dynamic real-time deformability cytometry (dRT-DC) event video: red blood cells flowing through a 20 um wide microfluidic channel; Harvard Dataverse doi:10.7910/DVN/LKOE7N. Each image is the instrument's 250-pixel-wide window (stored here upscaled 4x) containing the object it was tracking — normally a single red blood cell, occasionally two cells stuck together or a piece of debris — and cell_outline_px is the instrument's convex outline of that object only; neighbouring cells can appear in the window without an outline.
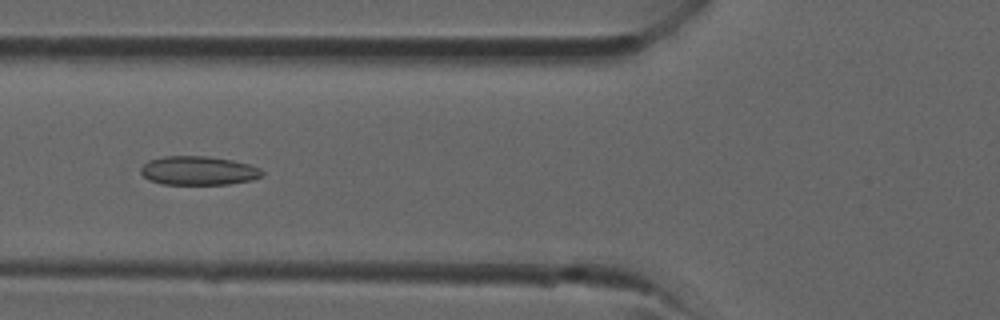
{"species": "common noctule bat (a hibernating species)", "species_latin": "Nyctalus noctula", "temperature_condition": "room temperature", "stored_images_in_passage": 29, "camera_frame_rate_fps": 3000, "um_per_image_px": 0.085, "animal": {"sex": "male", "forearm_length_mm": 52.5}, "frame": {"image": 1, "passage_image": 6, "time_ms": 1.667, "image_size_px": [1000, 320], "cell_outline_px": [[264, 176], [252, 180], [228, 184], [160, 184], [148, 180], [140, 172], [140, 168], [148, 160], [164, 156], [208, 156], [232, 160], [248, 164], [260, 168], [264, 172]], "centroid_in_image_um": [16.86, 14.5], "position_along_channel_um": 108.9, "area_um2": 20.58}}
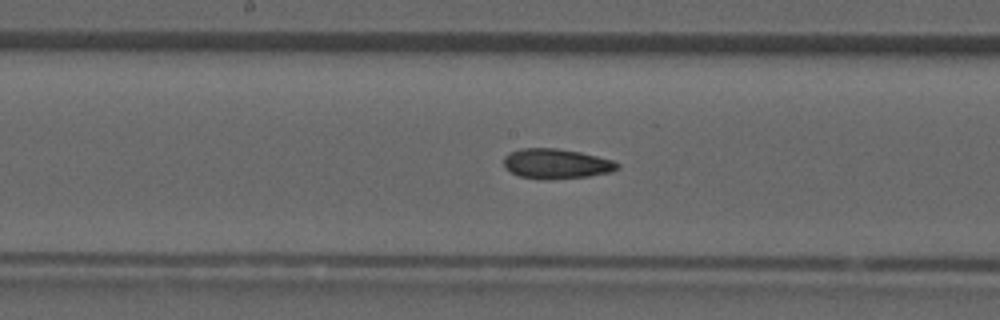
{"frame": {"image": 2, "passage_image": 11, "time_ms": 3.333, "image_size_px": [1000, 320], "cell_outline_px": [[620, 168], [612, 172], [588, 176], [520, 176], [504, 168], [504, 156], [508, 152], [520, 148], [556, 148], [580, 152], [612, 160], [620, 164]], "centroid_in_image_um": [47.3, 13.85], "position_along_channel_um": 200.9, "area_um2": 18.96}}
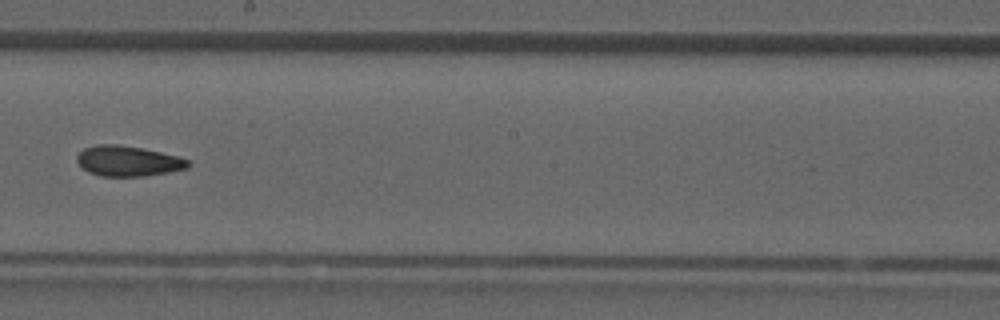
{"frame": {"image": 3, "passage_image": 13, "time_ms": 4.0, "image_size_px": [1000, 320], "cell_outline_px": [[192, 164], [188, 168], [168, 172], [144, 176], [100, 176], [88, 172], [76, 160], [76, 156], [84, 148], [96, 144], [116, 144], [144, 148], [180, 156], [188, 160]], "centroid_in_image_um": [10.91, 13.68], "position_along_channel_um": 237.3, "area_um2": 19.83}}